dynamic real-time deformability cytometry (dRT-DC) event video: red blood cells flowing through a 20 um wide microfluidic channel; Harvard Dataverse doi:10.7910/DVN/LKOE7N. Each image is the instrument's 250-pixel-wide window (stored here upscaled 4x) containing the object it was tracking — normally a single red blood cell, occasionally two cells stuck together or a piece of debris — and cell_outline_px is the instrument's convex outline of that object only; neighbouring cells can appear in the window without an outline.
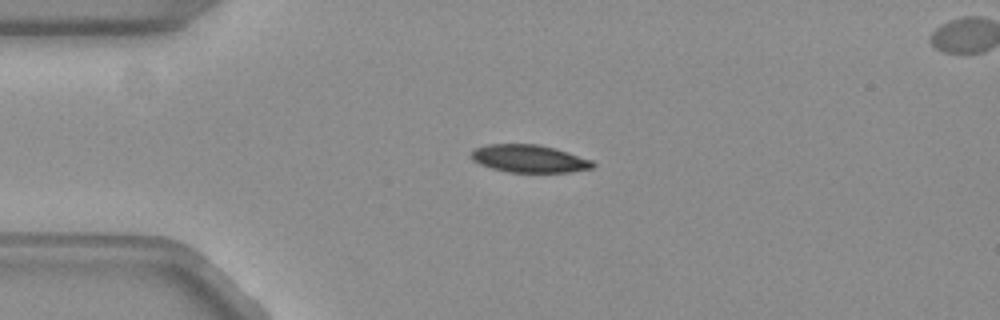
{"species": "common noctule bat (a hibernating species)", "species_latin": "Nyctalus noctula", "temperature_condition": "warm", "stored_images_in_passage": 5, "camera_frame_rate_fps": 3000, "um_per_image_px": 0.085, "animal": {"sex": "female", "body_mass_g": 19.3, "forearm_length_mm": 54.1}, "frame": {"image": 1, "passage_image": 1, "time_ms": 0.0, "image_size_px": [1000, 320], "cell_outline_px": [[596, 168], [572, 172], [508, 172], [492, 168], [480, 164], [472, 160], [468, 156], [476, 148], [488, 144], [536, 144], [556, 148], [592, 160], [596, 164]], "centroid_in_image_um": [45.01, 13.49], "position_along_channel_um": 40.0, "area_um2": 19.77}}